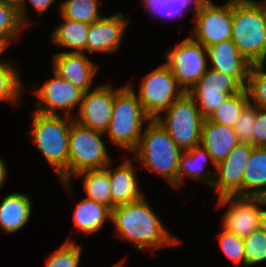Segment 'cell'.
Masks as SVG:
<instances>
[{
	"instance_id": "37",
	"label": "cell",
	"mask_w": 266,
	"mask_h": 267,
	"mask_svg": "<svg viewBox=\"0 0 266 267\" xmlns=\"http://www.w3.org/2000/svg\"><path fill=\"white\" fill-rule=\"evenodd\" d=\"M191 6V2L189 0H165L162 1L161 8V17L168 18L172 20V18L178 17V15H184V11L187 10V7Z\"/></svg>"
},
{
	"instance_id": "41",
	"label": "cell",
	"mask_w": 266,
	"mask_h": 267,
	"mask_svg": "<svg viewBox=\"0 0 266 267\" xmlns=\"http://www.w3.org/2000/svg\"><path fill=\"white\" fill-rule=\"evenodd\" d=\"M6 165L4 163V161L2 160V158L0 157V188L4 185V181L6 179Z\"/></svg>"
},
{
	"instance_id": "23",
	"label": "cell",
	"mask_w": 266,
	"mask_h": 267,
	"mask_svg": "<svg viewBox=\"0 0 266 267\" xmlns=\"http://www.w3.org/2000/svg\"><path fill=\"white\" fill-rule=\"evenodd\" d=\"M73 222L83 234H91L102 228L104 222L111 220L112 210L90 199H82L75 207Z\"/></svg>"
},
{
	"instance_id": "25",
	"label": "cell",
	"mask_w": 266,
	"mask_h": 267,
	"mask_svg": "<svg viewBox=\"0 0 266 267\" xmlns=\"http://www.w3.org/2000/svg\"><path fill=\"white\" fill-rule=\"evenodd\" d=\"M89 28L88 23L63 18V22L53 31L51 39L55 45L74 49L69 52L84 53Z\"/></svg>"
},
{
	"instance_id": "7",
	"label": "cell",
	"mask_w": 266,
	"mask_h": 267,
	"mask_svg": "<svg viewBox=\"0 0 266 267\" xmlns=\"http://www.w3.org/2000/svg\"><path fill=\"white\" fill-rule=\"evenodd\" d=\"M164 114L165 116L162 114L155 120L170 134L182 151L200 145L205 118L196 101L187 92L175 100Z\"/></svg>"
},
{
	"instance_id": "38",
	"label": "cell",
	"mask_w": 266,
	"mask_h": 267,
	"mask_svg": "<svg viewBox=\"0 0 266 267\" xmlns=\"http://www.w3.org/2000/svg\"><path fill=\"white\" fill-rule=\"evenodd\" d=\"M3 1H5L9 6L15 8L19 12V17L25 26L32 24L28 21V18L26 16L27 15L26 14L27 8L25 7L26 0H3Z\"/></svg>"
},
{
	"instance_id": "40",
	"label": "cell",
	"mask_w": 266,
	"mask_h": 267,
	"mask_svg": "<svg viewBox=\"0 0 266 267\" xmlns=\"http://www.w3.org/2000/svg\"><path fill=\"white\" fill-rule=\"evenodd\" d=\"M144 8L150 10V12H154V14L159 15L161 17V8H162V1L165 0H143Z\"/></svg>"
},
{
	"instance_id": "45",
	"label": "cell",
	"mask_w": 266,
	"mask_h": 267,
	"mask_svg": "<svg viewBox=\"0 0 266 267\" xmlns=\"http://www.w3.org/2000/svg\"><path fill=\"white\" fill-rule=\"evenodd\" d=\"M125 261H120L118 263H116L115 265L111 266V267H123L122 264L124 263Z\"/></svg>"
},
{
	"instance_id": "14",
	"label": "cell",
	"mask_w": 266,
	"mask_h": 267,
	"mask_svg": "<svg viewBox=\"0 0 266 267\" xmlns=\"http://www.w3.org/2000/svg\"><path fill=\"white\" fill-rule=\"evenodd\" d=\"M254 146L239 143L230 154L216 165L212 187L219 197H243V178L246 164Z\"/></svg>"
},
{
	"instance_id": "24",
	"label": "cell",
	"mask_w": 266,
	"mask_h": 267,
	"mask_svg": "<svg viewBox=\"0 0 266 267\" xmlns=\"http://www.w3.org/2000/svg\"><path fill=\"white\" fill-rule=\"evenodd\" d=\"M266 192V147H254L246 164L243 197H261Z\"/></svg>"
},
{
	"instance_id": "20",
	"label": "cell",
	"mask_w": 266,
	"mask_h": 267,
	"mask_svg": "<svg viewBox=\"0 0 266 267\" xmlns=\"http://www.w3.org/2000/svg\"><path fill=\"white\" fill-rule=\"evenodd\" d=\"M239 143L234 128L212 122L208 118L204 120L200 145L216 165L223 161Z\"/></svg>"
},
{
	"instance_id": "46",
	"label": "cell",
	"mask_w": 266,
	"mask_h": 267,
	"mask_svg": "<svg viewBox=\"0 0 266 267\" xmlns=\"http://www.w3.org/2000/svg\"><path fill=\"white\" fill-rule=\"evenodd\" d=\"M261 199L264 202V205H266V192L261 196Z\"/></svg>"
},
{
	"instance_id": "28",
	"label": "cell",
	"mask_w": 266,
	"mask_h": 267,
	"mask_svg": "<svg viewBox=\"0 0 266 267\" xmlns=\"http://www.w3.org/2000/svg\"><path fill=\"white\" fill-rule=\"evenodd\" d=\"M17 70L12 62L0 61V100L8 101L16 106L21 102L24 88L21 83L20 72Z\"/></svg>"
},
{
	"instance_id": "2",
	"label": "cell",
	"mask_w": 266,
	"mask_h": 267,
	"mask_svg": "<svg viewBox=\"0 0 266 267\" xmlns=\"http://www.w3.org/2000/svg\"><path fill=\"white\" fill-rule=\"evenodd\" d=\"M231 40L251 64L266 61V1L232 0Z\"/></svg>"
},
{
	"instance_id": "10",
	"label": "cell",
	"mask_w": 266,
	"mask_h": 267,
	"mask_svg": "<svg viewBox=\"0 0 266 267\" xmlns=\"http://www.w3.org/2000/svg\"><path fill=\"white\" fill-rule=\"evenodd\" d=\"M194 13L195 26L190 36L194 41L207 48L231 39L232 0H228L223 5L205 0Z\"/></svg>"
},
{
	"instance_id": "39",
	"label": "cell",
	"mask_w": 266,
	"mask_h": 267,
	"mask_svg": "<svg viewBox=\"0 0 266 267\" xmlns=\"http://www.w3.org/2000/svg\"><path fill=\"white\" fill-rule=\"evenodd\" d=\"M27 1L30 2L38 14H43V12L45 13L55 0H26V3Z\"/></svg>"
},
{
	"instance_id": "26",
	"label": "cell",
	"mask_w": 266,
	"mask_h": 267,
	"mask_svg": "<svg viewBox=\"0 0 266 267\" xmlns=\"http://www.w3.org/2000/svg\"><path fill=\"white\" fill-rule=\"evenodd\" d=\"M84 175L83 189L87 199L103 204L111 209V185L109 172L104 169L88 170L77 174L81 177Z\"/></svg>"
},
{
	"instance_id": "42",
	"label": "cell",
	"mask_w": 266,
	"mask_h": 267,
	"mask_svg": "<svg viewBox=\"0 0 266 267\" xmlns=\"http://www.w3.org/2000/svg\"><path fill=\"white\" fill-rule=\"evenodd\" d=\"M259 229L266 233V210L261 211Z\"/></svg>"
},
{
	"instance_id": "17",
	"label": "cell",
	"mask_w": 266,
	"mask_h": 267,
	"mask_svg": "<svg viewBox=\"0 0 266 267\" xmlns=\"http://www.w3.org/2000/svg\"><path fill=\"white\" fill-rule=\"evenodd\" d=\"M129 21L121 13H115L109 17L102 16L98 21L90 24L86 51L91 54L117 51L125 34L126 23Z\"/></svg>"
},
{
	"instance_id": "9",
	"label": "cell",
	"mask_w": 266,
	"mask_h": 267,
	"mask_svg": "<svg viewBox=\"0 0 266 267\" xmlns=\"http://www.w3.org/2000/svg\"><path fill=\"white\" fill-rule=\"evenodd\" d=\"M207 49L190 36L165 54V64L174 74L179 86L187 92L208 70Z\"/></svg>"
},
{
	"instance_id": "8",
	"label": "cell",
	"mask_w": 266,
	"mask_h": 267,
	"mask_svg": "<svg viewBox=\"0 0 266 267\" xmlns=\"http://www.w3.org/2000/svg\"><path fill=\"white\" fill-rule=\"evenodd\" d=\"M138 91V99L150 119L158 118L185 93L165 63L144 75Z\"/></svg>"
},
{
	"instance_id": "21",
	"label": "cell",
	"mask_w": 266,
	"mask_h": 267,
	"mask_svg": "<svg viewBox=\"0 0 266 267\" xmlns=\"http://www.w3.org/2000/svg\"><path fill=\"white\" fill-rule=\"evenodd\" d=\"M208 159L216 168V164L213 162L212 157L201 145L194 146L190 150L182 151L180 154L177 169V182L173 186H181L185 176L212 186L214 182L215 173L207 172L206 174V172H203L205 166L207 165Z\"/></svg>"
},
{
	"instance_id": "35",
	"label": "cell",
	"mask_w": 266,
	"mask_h": 267,
	"mask_svg": "<svg viewBox=\"0 0 266 267\" xmlns=\"http://www.w3.org/2000/svg\"><path fill=\"white\" fill-rule=\"evenodd\" d=\"M256 116L257 107L251 105L250 103L241 112L239 119L234 127V131L240 143H248L252 145Z\"/></svg>"
},
{
	"instance_id": "36",
	"label": "cell",
	"mask_w": 266,
	"mask_h": 267,
	"mask_svg": "<svg viewBox=\"0 0 266 267\" xmlns=\"http://www.w3.org/2000/svg\"><path fill=\"white\" fill-rule=\"evenodd\" d=\"M252 146L266 147V110L257 108V116L254 124Z\"/></svg>"
},
{
	"instance_id": "33",
	"label": "cell",
	"mask_w": 266,
	"mask_h": 267,
	"mask_svg": "<svg viewBox=\"0 0 266 267\" xmlns=\"http://www.w3.org/2000/svg\"><path fill=\"white\" fill-rule=\"evenodd\" d=\"M82 248L67 239L47 260L45 267H78L81 259Z\"/></svg>"
},
{
	"instance_id": "15",
	"label": "cell",
	"mask_w": 266,
	"mask_h": 267,
	"mask_svg": "<svg viewBox=\"0 0 266 267\" xmlns=\"http://www.w3.org/2000/svg\"><path fill=\"white\" fill-rule=\"evenodd\" d=\"M115 89L109 85L97 86L83 94L78 114L73 120L86 128L105 133L112 117Z\"/></svg>"
},
{
	"instance_id": "12",
	"label": "cell",
	"mask_w": 266,
	"mask_h": 267,
	"mask_svg": "<svg viewBox=\"0 0 266 267\" xmlns=\"http://www.w3.org/2000/svg\"><path fill=\"white\" fill-rule=\"evenodd\" d=\"M53 73L54 78L45 81L40 88L35 87L37 96L35 111L47 115H59L58 111L62 109L63 116L73 117L71 111L75 106H80L84 93L70 81Z\"/></svg>"
},
{
	"instance_id": "16",
	"label": "cell",
	"mask_w": 266,
	"mask_h": 267,
	"mask_svg": "<svg viewBox=\"0 0 266 267\" xmlns=\"http://www.w3.org/2000/svg\"><path fill=\"white\" fill-rule=\"evenodd\" d=\"M52 69L83 93L91 90L98 66L85 53L63 51L53 55Z\"/></svg>"
},
{
	"instance_id": "31",
	"label": "cell",
	"mask_w": 266,
	"mask_h": 267,
	"mask_svg": "<svg viewBox=\"0 0 266 267\" xmlns=\"http://www.w3.org/2000/svg\"><path fill=\"white\" fill-rule=\"evenodd\" d=\"M25 27L19 17V12L0 0V43L8 48L10 41L17 39Z\"/></svg>"
},
{
	"instance_id": "29",
	"label": "cell",
	"mask_w": 266,
	"mask_h": 267,
	"mask_svg": "<svg viewBox=\"0 0 266 267\" xmlns=\"http://www.w3.org/2000/svg\"><path fill=\"white\" fill-rule=\"evenodd\" d=\"M99 0H65L61 3L60 15L62 18L76 20L92 24L98 21L102 15L99 14Z\"/></svg>"
},
{
	"instance_id": "19",
	"label": "cell",
	"mask_w": 266,
	"mask_h": 267,
	"mask_svg": "<svg viewBox=\"0 0 266 267\" xmlns=\"http://www.w3.org/2000/svg\"><path fill=\"white\" fill-rule=\"evenodd\" d=\"M109 163L105 169L109 172L111 185V210L114 206L138 201L144 197L140 190L138 179L135 178L134 165L125 160L114 171L110 170Z\"/></svg>"
},
{
	"instance_id": "4",
	"label": "cell",
	"mask_w": 266,
	"mask_h": 267,
	"mask_svg": "<svg viewBox=\"0 0 266 267\" xmlns=\"http://www.w3.org/2000/svg\"><path fill=\"white\" fill-rule=\"evenodd\" d=\"M133 89L130 84L115 89L113 113L104 133H107L112 144L132 153L142 136L143 123L151 120Z\"/></svg>"
},
{
	"instance_id": "34",
	"label": "cell",
	"mask_w": 266,
	"mask_h": 267,
	"mask_svg": "<svg viewBox=\"0 0 266 267\" xmlns=\"http://www.w3.org/2000/svg\"><path fill=\"white\" fill-rule=\"evenodd\" d=\"M218 239L222 251L233 264L239 265L242 262L244 266L243 238L222 229V232L218 234Z\"/></svg>"
},
{
	"instance_id": "11",
	"label": "cell",
	"mask_w": 266,
	"mask_h": 267,
	"mask_svg": "<svg viewBox=\"0 0 266 267\" xmlns=\"http://www.w3.org/2000/svg\"><path fill=\"white\" fill-rule=\"evenodd\" d=\"M244 87L232 76L209 68L188 91L197 101L202 116L208 118L228 97L240 93Z\"/></svg>"
},
{
	"instance_id": "32",
	"label": "cell",
	"mask_w": 266,
	"mask_h": 267,
	"mask_svg": "<svg viewBox=\"0 0 266 267\" xmlns=\"http://www.w3.org/2000/svg\"><path fill=\"white\" fill-rule=\"evenodd\" d=\"M244 266L266 261V233L258 229L243 238Z\"/></svg>"
},
{
	"instance_id": "30",
	"label": "cell",
	"mask_w": 266,
	"mask_h": 267,
	"mask_svg": "<svg viewBox=\"0 0 266 267\" xmlns=\"http://www.w3.org/2000/svg\"><path fill=\"white\" fill-rule=\"evenodd\" d=\"M264 63L251 64L245 90L249 103L266 110V71Z\"/></svg>"
},
{
	"instance_id": "1",
	"label": "cell",
	"mask_w": 266,
	"mask_h": 267,
	"mask_svg": "<svg viewBox=\"0 0 266 267\" xmlns=\"http://www.w3.org/2000/svg\"><path fill=\"white\" fill-rule=\"evenodd\" d=\"M111 221L115 224V236L134 244L138 251L156 250L179 242L163 226L145 197L112 208Z\"/></svg>"
},
{
	"instance_id": "13",
	"label": "cell",
	"mask_w": 266,
	"mask_h": 267,
	"mask_svg": "<svg viewBox=\"0 0 266 267\" xmlns=\"http://www.w3.org/2000/svg\"><path fill=\"white\" fill-rule=\"evenodd\" d=\"M218 205L230 204L222 218V228L244 238L259 229L260 214L264 205L261 197L222 196Z\"/></svg>"
},
{
	"instance_id": "18",
	"label": "cell",
	"mask_w": 266,
	"mask_h": 267,
	"mask_svg": "<svg viewBox=\"0 0 266 267\" xmlns=\"http://www.w3.org/2000/svg\"><path fill=\"white\" fill-rule=\"evenodd\" d=\"M206 49L212 68L234 77L245 88L251 63L240 54L235 43L228 39Z\"/></svg>"
},
{
	"instance_id": "3",
	"label": "cell",
	"mask_w": 266,
	"mask_h": 267,
	"mask_svg": "<svg viewBox=\"0 0 266 267\" xmlns=\"http://www.w3.org/2000/svg\"><path fill=\"white\" fill-rule=\"evenodd\" d=\"M34 111L31 140L60 181L68 182L69 132L73 117ZM72 118V119H71Z\"/></svg>"
},
{
	"instance_id": "22",
	"label": "cell",
	"mask_w": 266,
	"mask_h": 267,
	"mask_svg": "<svg viewBox=\"0 0 266 267\" xmlns=\"http://www.w3.org/2000/svg\"><path fill=\"white\" fill-rule=\"evenodd\" d=\"M31 198L23 193H11L0 204V229L6 234L21 229L30 219Z\"/></svg>"
},
{
	"instance_id": "27",
	"label": "cell",
	"mask_w": 266,
	"mask_h": 267,
	"mask_svg": "<svg viewBox=\"0 0 266 267\" xmlns=\"http://www.w3.org/2000/svg\"><path fill=\"white\" fill-rule=\"evenodd\" d=\"M249 104L248 94L242 92L228 97L209 117L212 122L234 128L243 109Z\"/></svg>"
},
{
	"instance_id": "5",
	"label": "cell",
	"mask_w": 266,
	"mask_h": 267,
	"mask_svg": "<svg viewBox=\"0 0 266 267\" xmlns=\"http://www.w3.org/2000/svg\"><path fill=\"white\" fill-rule=\"evenodd\" d=\"M133 152L137 161L146 169L163 176L171 185L177 182V169L182 150L155 119L148 121Z\"/></svg>"
},
{
	"instance_id": "43",
	"label": "cell",
	"mask_w": 266,
	"mask_h": 267,
	"mask_svg": "<svg viewBox=\"0 0 266 267\" xmlns=\"http://www.w3.org/2000/svg\"><path fill=\"white\" fill-rule=\"evenodd\" d=\"M193 5H194V10L195 11H193V12H196L197 11V9L203 4V2L205 1V0H189Z\"/></svg>"
},
{
	"instance_id": "6",
	"label": "cell",
	"mask_w": 266,
	"mask_h": 267,
	"mask_svg": "<svg viewBox=\"0 0 266 267\" xmlns=\"http://www.w3.org/2000/svg\"><path fill=\"white\" fill-rule=\"evenodd\" d=\"M104 133L73 121L69 132L68 182L64 187L71 193V177L88 171L104 169L112 163L101 135Z\"/></svg>"
},
{
	"instance_id": "44",
	"label": "cell",
	"mask_w": 266,
	"mask_h": 267,
	"mask_svg": "<svg viewBox=\"0 0 266 267\" xmlns=\"http://www.w3.org/2000/svg\"><path fill=\"white\" fill-rule=\"evenodd\" d=\"M6 50V47L0 43V55ZM1 61V59H0Z\"/></svg>"
}]
</instances>
